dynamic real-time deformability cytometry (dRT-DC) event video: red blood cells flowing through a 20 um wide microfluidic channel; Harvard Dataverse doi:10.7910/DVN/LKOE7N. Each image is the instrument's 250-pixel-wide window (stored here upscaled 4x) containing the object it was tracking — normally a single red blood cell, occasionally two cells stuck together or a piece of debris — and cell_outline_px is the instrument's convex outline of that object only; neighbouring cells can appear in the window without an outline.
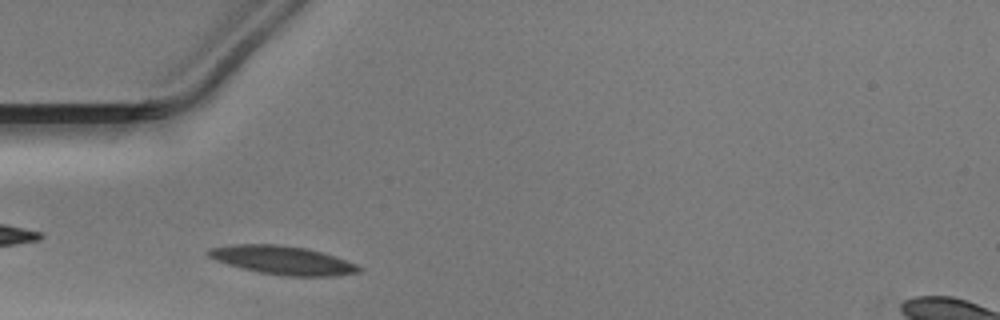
{"species": "Egyptian fruit bat (a non-hibernating species)", "species_latin": "Rousettus aegyptiacus", "temperature_condition": "warm", "stored_images_in_passage": 34, "camera_frame_rate_fps": 3000, "um_per_image_px": 0.085, "animal": {"sex": "male"}, "frame": {"image": 1, "passage_image": 1, "time_ms": 0.0, "image_size_px": [1000, 320], "cell_outline_px": [[360, 272], [336, 276], [288, 276], [260, 272], [228, 264], [216, 260], [208, 256], [204, 252], [212, 248], [232, 244], [280, 244], [304, 248], [320, 252], [356, 264], [360, 268]], "centroid_in_image_um": [23.99, 22.11], "position_along_channel_um": 61.0, "area_um2": 24.62}}
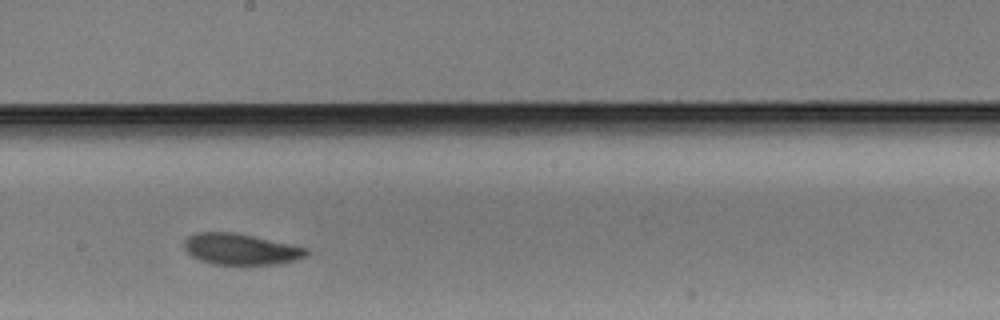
{"frame": {"image": 2, "passage_image": 14, "time_ms": 4.333, "image_size_px": [1000, 320], "cell_outline_px": [[308, 252], [304, 256], [296, 260], [276, 264], [212, 264], [200, 260], [192, 256], [184, 248], [184, 240], [188, 236], [196, 232], [232, 232], [252, 236], [308, 248]], "centroid_in_image_um": [20.42, 21.18], "position_along_channel_um": 227.8, "area_um2": 21.91}}
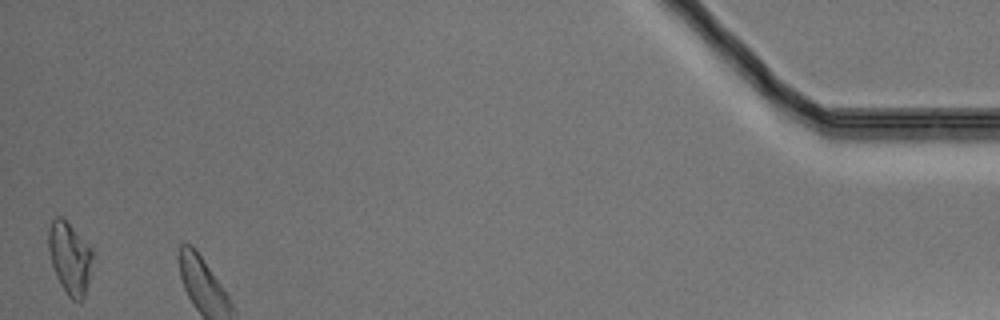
{"frame": {"image": 3, "passage_image": 34, "time_ms": 11.0, "image_size_px": [1000, 320], "cell_outline_px": [[92, 256], [88, 280], [84, 296], [80, 300], [72, 300], [68, 296], [60, 284], [56, 276], [52, 264], [48, 248], [48, 228], [52, 220], [56, 216], [60, 216], [92, 248]], "centroid_in_image_um": [5.9, 21.92], "position_along_channel_um": 429.3, "area_um2": 18.03}}